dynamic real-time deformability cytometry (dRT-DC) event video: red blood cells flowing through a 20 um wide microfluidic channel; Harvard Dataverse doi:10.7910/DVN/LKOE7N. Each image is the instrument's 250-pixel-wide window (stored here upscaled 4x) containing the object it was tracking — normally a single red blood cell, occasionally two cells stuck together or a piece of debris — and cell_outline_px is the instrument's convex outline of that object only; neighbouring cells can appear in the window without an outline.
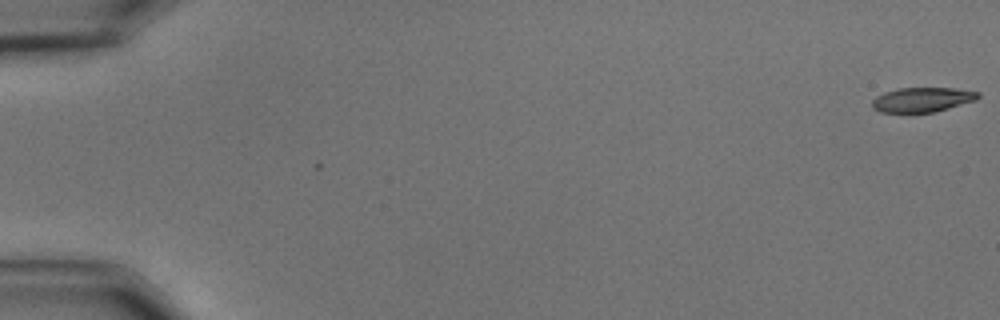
{"species": "common noctule bat (a hibernating species)", "species_latin": "Nyctalus noctula", "temperature_condition": "cold", "stored_images_in_passage": 19, "camera_frame_rate_fps": 3000, "um_per_image_px": 0.085, "animal": {"sex": "male", "body_mass_g": 15.6}, "frame": {"image": 1, "passage_image": 1, "time_ms": 0.0, "image_size_px": [1000, 320], "cell_outline_px": [[980, 96], [976, 100], [936, 112], [880, 112], [872, 108], [872, 100], [876, 96], [884, 92], [896, 88], [956, 88], [980, 92]], "centroid_in_image_um": [78.39, 8.46], "position_along_channel_um": 6.6, "area_um2": 15.32}}
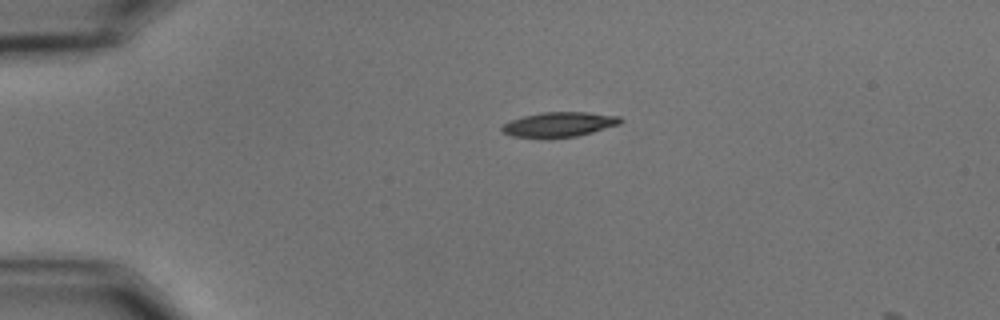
{"frame": {"image": 2, "passage_image": 14, "time_ms": 4.333, "image_size_px": [1000, 320], "cell_outline_px": [[624, 120], [620, 124], [592, 132], [576, 136], [548, 140], [512, 136], [504, 132], [500, 128], [504, 124], [512, 120], [524, 116], [540, 112], [588, 112], [620, 116]], "centroid_in_image_um": [47.53, 10.6], "position_along_channel_um": 37.5, "area_um2": 17.51}}